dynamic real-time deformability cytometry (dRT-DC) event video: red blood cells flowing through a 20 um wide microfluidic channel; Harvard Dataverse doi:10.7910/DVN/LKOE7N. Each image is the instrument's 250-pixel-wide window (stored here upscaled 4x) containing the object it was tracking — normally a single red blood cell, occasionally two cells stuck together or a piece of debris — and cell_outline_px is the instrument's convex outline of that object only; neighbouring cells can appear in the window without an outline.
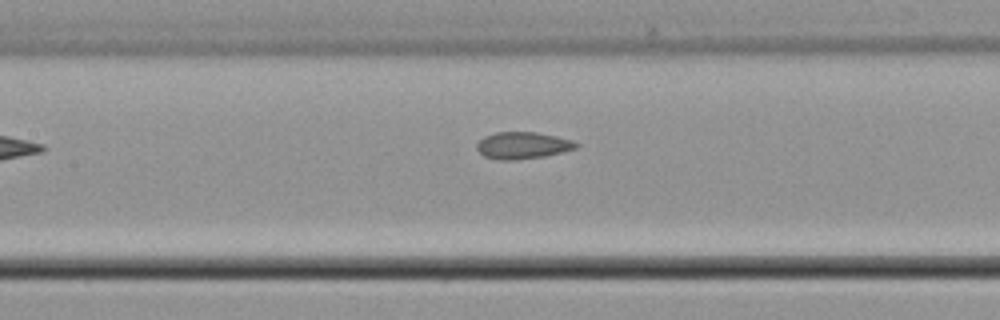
{"species": "common noctule bat (a hibernating species)", "species_latin": "Nyctalus noctula", "temperature_condition": "cold", "stored_images_in_passage": 5, "camera_frame_rate_fps": 3000, "um_per_image_px": 0.085, "animal": {"sex": "male", "body_mass_g": 21.5, "forearm_length_mm": 52.0}, "frame": {"image": 1, "passage_image": 4, "time_ms": 3.667, "image_size_px": [1000, 320], "cell_outline_px": [[580, 144], [576, 148], [544, 156], [516, 160], [496, 160], [484, 156], [476, 148], [476, 144], [484, 136], [496, 132], [536, 132], [556, 136], [572, 140]], "centroid_in_image_um": [44.4, 12.36], "position_along_channel_um": 163.0, "area_um2": 15.55}}
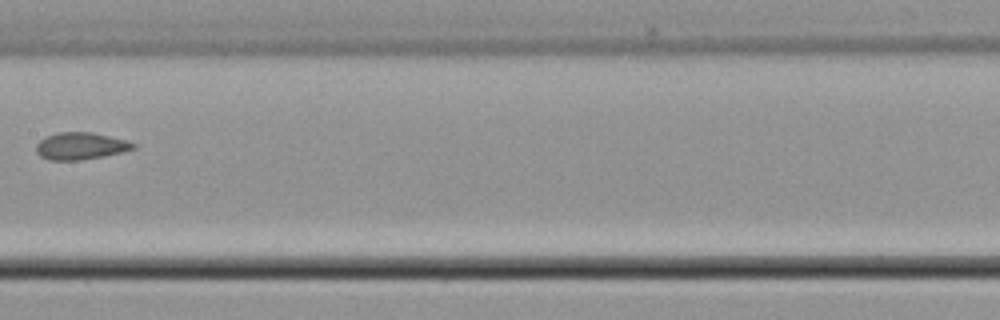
{"frame": {"image": 2, "passage_image": 5, "time_ms": 4.667, "image_size_px": [1000, 320], "cell_outline_px": [[136, 148], [104, 156], [80, 160], [48, 160], [40, 156], [36, 152], [36, 144], [44, 136], [56, 132], [92, 132], [124, 140], [136, 144]], "centroid_in_image_um": [6.79, 12.41], "position_along_channel_um": 200.6, "area_um2": 15.32}}